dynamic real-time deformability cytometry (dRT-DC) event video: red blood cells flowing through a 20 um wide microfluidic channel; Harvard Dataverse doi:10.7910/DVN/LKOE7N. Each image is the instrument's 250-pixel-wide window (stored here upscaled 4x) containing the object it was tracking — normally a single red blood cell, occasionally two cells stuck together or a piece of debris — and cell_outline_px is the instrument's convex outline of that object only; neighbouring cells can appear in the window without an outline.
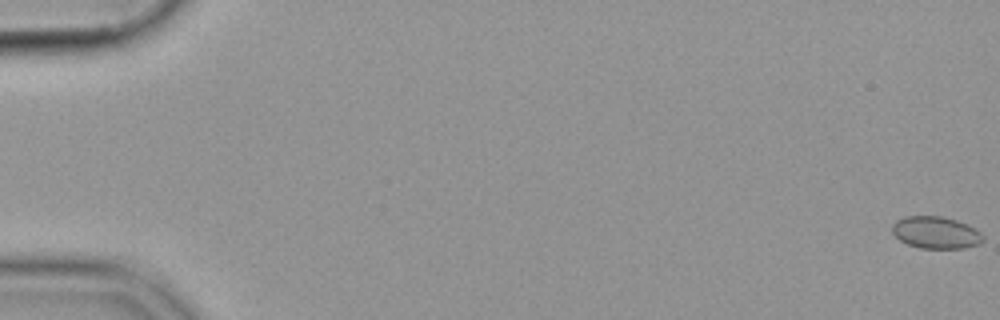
{"species": "common noctule bat (a hibernating species)", "species_latin": "Nyctalus noctula", "temperature_condition": "cold", "stored_images_in_passage": 13, "camera_frame_rate_fps": 3000, "um_per_image_px": 0.085, "animal": {"sex": "female", "body_mass_g": 19.9}, "frame": {"image": 1, "passage_image": 1, "time_ms": 0.0, "image_size_px": [1000, 320], "cell_outline_px": [[984, 240], [980, 244], [964, 248], [920, 248], [908, 244], [900, 240], [892, 232], [892, 224], [896, 220], [904, 216], [944, 216], [968, 224], [976, 228], [984, 236]], "centroid_in_image_um": [79.57, 19.76], "position_along_channel_um": 5.4, "area_um2": 17.17}}